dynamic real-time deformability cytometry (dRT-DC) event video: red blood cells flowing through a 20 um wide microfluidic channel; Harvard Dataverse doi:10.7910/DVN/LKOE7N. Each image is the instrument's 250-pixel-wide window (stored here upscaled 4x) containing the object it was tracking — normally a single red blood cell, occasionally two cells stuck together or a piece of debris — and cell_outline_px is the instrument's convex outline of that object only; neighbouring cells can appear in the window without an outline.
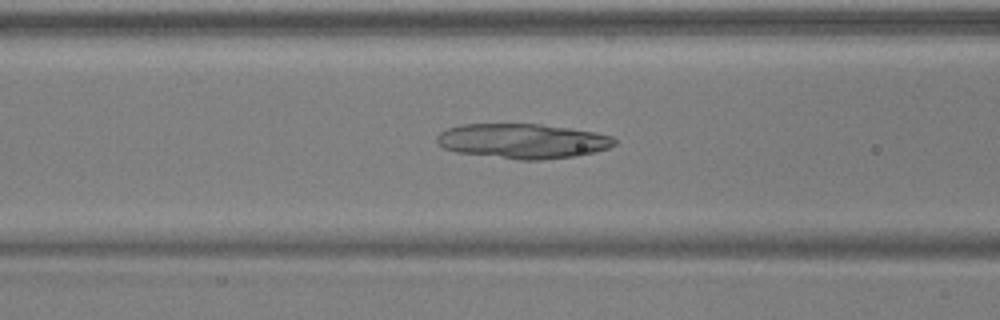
{"species": "common noctule bat (a hibernating species)", "species_latin": "Nyctalus noctula", "temperature_condition": "warm", "stored_images_in_passage": 30, "camera_frame_rate_fps": 3000, "um_per_image_px": 0.085, "animal": {"sex": "male", "body_mass_g": 17.9, "forearm_length_mm": 54.2}, "frame": {"image": 1, "passage_image": 8, "time_ms": 2.333, "image_size_px": [1000, 320], "cell_outline_px": [[616, 144], [608, 148], [596, 152], [576, 156], [540, 160], [520, 160], [456, 152], [444, 148], [436, 140], [436, 136], [440, 132], [448, 128], [464, 124], [540, 124], [568, 128], [592, 132], [612, 136], [616, 140]], "centroid_in_image_um": [44.43, 11.99], "position_along_channel_um": 122.2, "area_um2": 35.95}}
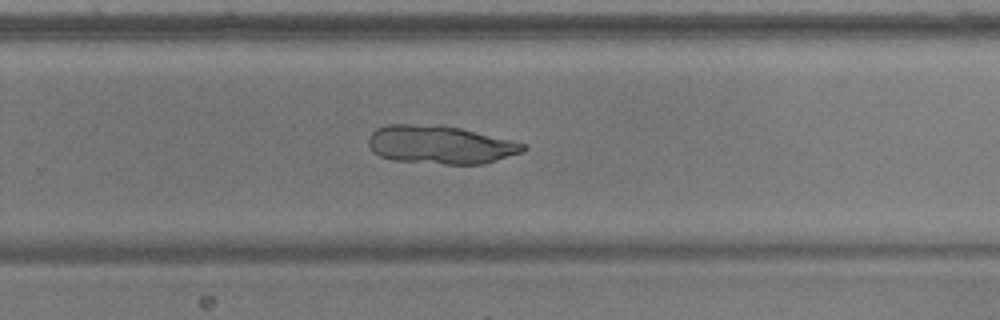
{"frame": {"image": 2, "passage_image": 21, "time_ms": 6.667, "image_size_px": [1000, 320], "cell_outline_px": [[528, 148], [524, 152], [484, 164], [444, 164], [392, 160], [380, 156], [372, 152], [368, 144], [368, 136], [376, 128], [388, 124], [440, 124], [460, 128], [512, 140], [524, 144]], "centroid_in_image_um": [37.41, 12.3], "position_along_channel_um": 292.4, "area_um2": 34.91}}
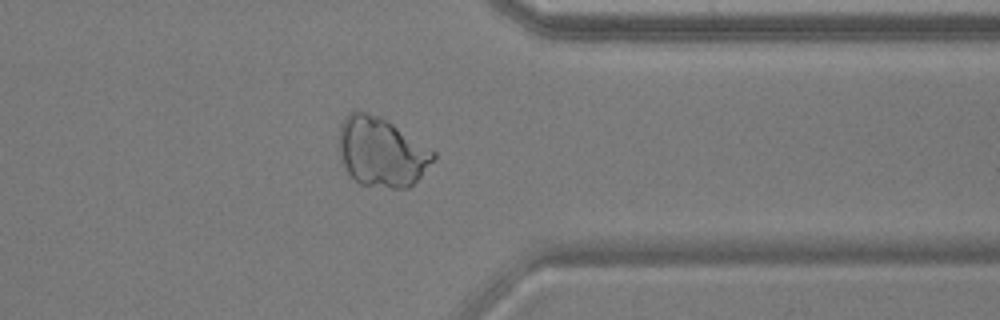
{"frame": {"image": 3, "passage_image": 28, "time_ms": 9.0, "image_size_px": [1000, 320], "cell_outline_px": [[436, 156], [420, 176], [408, 188], [392, 188], [360, 184], [344, 168], [340, 152], [340, 124], [344, 116], [352, 108], [380, 116], [388, 120], [436, 152]], "centroid_in_image_um": [32.41, 12.88], "position_along_channel_um": 379.0, "area_um2": 38.09}}